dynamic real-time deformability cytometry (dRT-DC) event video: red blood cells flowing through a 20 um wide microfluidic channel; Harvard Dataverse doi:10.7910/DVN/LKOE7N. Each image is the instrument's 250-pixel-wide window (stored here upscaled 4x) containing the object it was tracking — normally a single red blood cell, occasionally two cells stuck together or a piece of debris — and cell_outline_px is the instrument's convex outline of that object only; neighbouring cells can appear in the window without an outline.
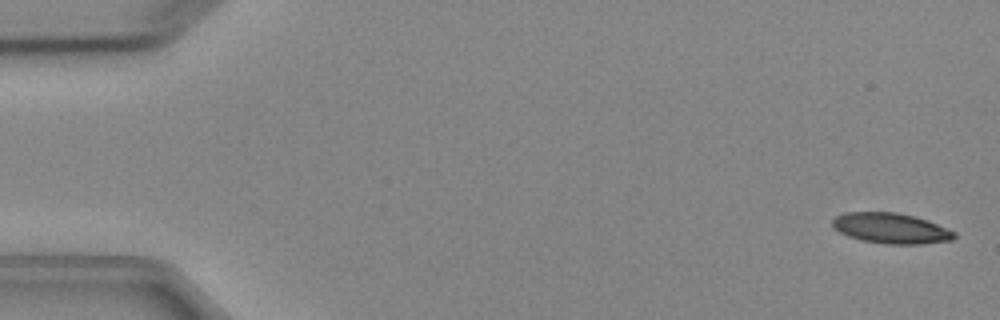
{"species": "Egyptian fruit bat (a non-hibernating species)", "species_latin": "Rousettus aegyptiacus", "temperature_condition": "cold", "stored_images_in_passage": 6, "camera_frame_rate_fps": 3000, "um_per_image_px": 0.085, "animal": {"sex": "female"}, "frame": {"image": 1, "passage_image": 1, "time_ms": 0.0, "image_size_px": [1000, 320], "cell_outline_px": [[956, 236], [952, 240], [920, 244], [888, 244], [860, 240], [848, 236], [832, 228], [832, 220], [836, 216], [844, 212], [896, 212], [912, 216], [936, 224], [956, 232]], "centroid_in_image_um": [75.68, 19.41], "position_along_channel_um": 9.3, "area_um2": 21.5}}
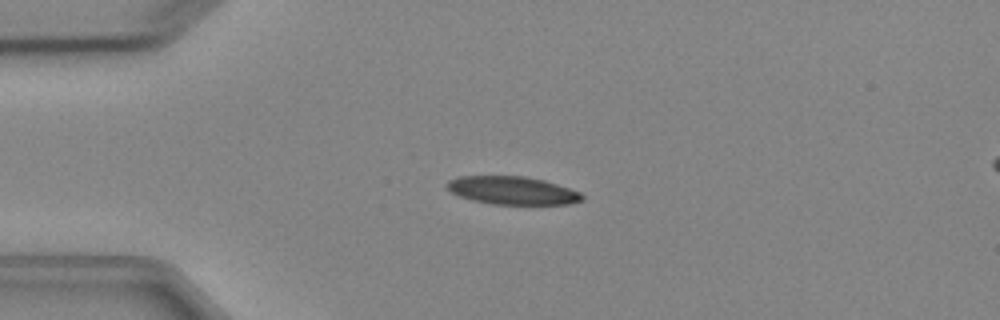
{"frame": {"image": 2, "passage_image": 4, "time_ms": 3.667, "image_size_px": [1000, 320], "cell_outline_px": [[584, 200], [568, 204], [492, 204], [472, 200], [460, 196], [452, 192], [444, 184], [448, 180], [460, 176], [524, 176], [544, 180], [580, 192], [584, 196]], "centroid_in_image_um": [43.54, 16.19], "position_along_channel_um": 41.5, "area_um2": 22.02}}